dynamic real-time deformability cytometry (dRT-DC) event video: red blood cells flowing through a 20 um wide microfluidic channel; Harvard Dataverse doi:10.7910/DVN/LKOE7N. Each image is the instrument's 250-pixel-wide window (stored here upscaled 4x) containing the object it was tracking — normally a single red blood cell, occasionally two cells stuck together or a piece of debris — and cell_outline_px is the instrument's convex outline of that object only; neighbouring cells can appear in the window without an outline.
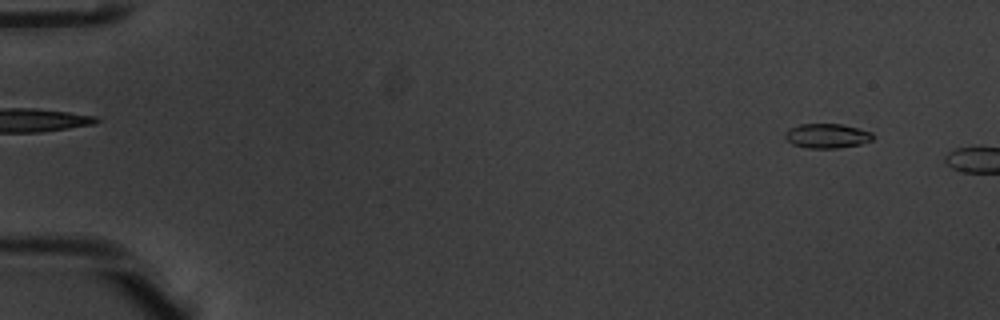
{"species": "common noctule bat (a hibernating species)", "species_latin": "Nyctalus noctula", "temperature_condition": "warm", "stored_images_in_passage": 7, "camera_frame_rate_fps": 3000, "um_per_image_px": 0.085, "animal": {"sex": "male", "body_mass_g": 20.1, "forearm_length_mm": 53.5}, "frame": {"image": 1, "passage_image": 4, "time_ms": 1.0, "image_size_px": [1000, 320], "cell_outline_px": [[872, 140], [860, 144], [840, 148], [808, 148], [792, 144], [784, 136], [784, 132], [788, 128], [800, 124], [840, 124], [872, 132]], "centroid_in_image_um": [70.25, 11.55], "position_along_channel_um": 14.7, "area_um2": 12.48}}